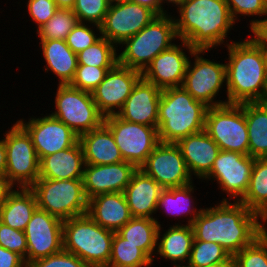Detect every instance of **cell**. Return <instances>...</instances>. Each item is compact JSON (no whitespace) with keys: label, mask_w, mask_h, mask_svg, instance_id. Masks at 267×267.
<instances>
[{"label":"cell","mask_w":267,"mask_h":267,"mask_svg":"<svg viewBox=\"0 0 267 267\" xmlns=\"http://www.w3.org/2000/svg\"><path fill=\"white\" fill-rule=\"evenodd\" d=\"M124 2H132V0H110V3H124Z\"/></svg>","instance_id":"obj_54"},{"label":"cell","mask_w":267,"mask_h":267,"mask_svg":"<svg viewBox=\"0 0 267 267\" xmlns=\"http://www.w3.org/2000/svg\"><path fill=\"white\" fill-rule=\"evenodd\" d=\"M227 5L236 23L240 20L238 19L240 15L245 17L256 15L255 17L262 18L267 13V3L263 0H227Z\"/></svg>","instance_id":"obj_43"},{"label":"cell","mask_w":267,"mask_h":267,"mask_svg":"<svg viewBox=\"0 0 267 267\" xmlns=\"http://www.w3.org/2000/svg\"><path fill=\"white\" fill-rule=\"evenodd\" d=\"M174 19L178 41L195 50L210 51L220 46L235 25L227 0H178Z\"/></svg>","instance_id":"obj_2"},{"label":"cell","mask_w":267,"mask_h":267,"mask_svg":"<svg viewBox=\"0 0 267 267\" xmlns=\"http://www.w3.org/2000/svg\"><path fill=\"white\" fill-rule=\"evenodd\" d=\"M163 189L152 177L137 169L124 190L132 217L156 219L153 218V213L157 212L159 196Z\"/></svg>","instance_id":"obj_24"},{"label":"cell","mask_w":267,"mask_h":267,"mask_svg":"<svg viewBox=\"0 0 267 267\" xmlns=\"http://www.w3.org/2000/svg\"><path fill=\"white\" fill-rule=\"evenodd\" d=\"M137 169L134 164L126 161L106 165H85L83 185L86 198L89 200L101 194L124 192Z\"/></svg>","instance_id":"obj_20"},{"label":"cell","mask_w":267,"mask_h":267,"mask_svg":"<svg viewBox=\"0 0 267 267\" xmlns=\"http://www.w3.org/2000/svg\"><path fill=\"white\" fill-rule=\"evenodd\" d=\"M0 246L26 258L27 241L24 231L13 229L2 222H0Z\"/></svg>","instance_id":"obj_42"},{"label":"cell","mask_w":267,"mask_h":267,"mask_svg":"<svg viewBox=\"0 0 267 267\" xmlns=\"http://www.w3.org/2000/svg\"><path fill=\"white\" fill-rule=\"evenodd\" d=\"M249 40L226 43L227 104L267 101V72L260 48Z\"/></svg>","instance_id":"obj_3"},{"label":"cell","mask_w":267,"mask_h":267,"mask_svg":"<svg viewBox=\"0 0 267 267\" xmlns=\"http://www.w3.org/2000/svg\"><path fill=\"white\" fill-rule=\"evenodd\" d=\"M44 117L32 118L28 122L23 119L18 122L30 134L39 160L42 157L54 154L73 147L79 136L66 124L50 114Z\"/></svg>","instance_id":"obj_18"},{"label":"cell","mask_w":267,"mask_h":267,"mask_svg":"<svg viewBox=\"0 0 267 267\" xmlns=\"http://www.w3.org/2000/svg\"><path fill=\"white\" fill-rule=\"evenodd\" d=\"M54 107L56 110L50 115L66 124L78 136L104 123L105 117L99 112L92 94L70 84H58Z\"/></svg>","instance_id":"obj_9"},{"label":"cell","mask_w":267,"mask_h":267,"mask_svg":"<svg viewBox=\"0 0 267 267\" xmlns=\"http://www.w3.org/2000/svg\"><path fill=\"white\" fill-rule=\"evenodd\" d=\"M208 107L194 99L182 86L162 90L158 109L160 142L177 143L204 130Z\"/></svg>","instance_id":"obj_4"},{"label":"cell","mask_w":267,"mask_h":267,"mask_svg":"<svg viewBox=\"0 0 267 267\" xmlns=\"http://www.w3.org/2000/svg\"><path fill=\"white\" fill-rule=\"evenodd\" d=\"M240 202L267 222V158L254 160L249 187Z\"/></svg>","instance_id":"obj_33"},{"label":"cell","mask_w":267,"mask_h":267,"mask_svg":"<svg viewBox=\"0 0 267 267\" xmlns=\"http://www.w3.org/2000/svg\"><path fill=\"white\" fill-rule=\"evenodd\" d=\"M30 189L35 194L38 208L61 220L87 214L88 199L83 179L38 178Z\"/></svg>","instance_id":"obj_7"},{"label":"cell","mask_w":267,"mask_h":267,"mask_svg":"<svg viewBox=\"0 0 267 267\" xmlns=\"http://www.w3.org/2000/svg\"><path fill=\"white\" fill-rule=\"evenodd\" d=\"M78 19L71 9H58L54 16L37 31L39 40H65Z\"/></svg>","instance_id":"obj_36"},{"label":"cell","mask_w":267,"mask_h":267,"mask_svg":"<svg viewBox=\"0 0 267 267\" xmlns=\"http://www.w3.org/2000/svg\"><path fill=\"white\" fill-rule=\"evenodd\" d=\"M158 219L133 217L117 233L129 243L137 245L153 261L157 251Z\"/></svg>","instance_id":"obj_31"},{"label":"cell","mask_w":267,"mask_h":267,"mask_svg":"<svg viewBox=\"0 0 267 267\" xmlns=\"http://www.w3.org/2000/svg\"><path fill=\"white\" fill-rule=\"evenodd\" d=\"M267 16V13L264 17ZM250 31L254 34L251 40L257 46H267V18L264 19H252L250 21Z\"/></svg>","instance_id":"obj_46"},{"label":"cell","mask_w":267,"mask_h":267,"mask_svg":"<svg viewBox=\"0 0 267 267\" xmlns=\"http://www.w3.org/2000/svg\"><path fill=\"white\" fill-rule=\"evenodd\" d=\"M6 146L4 143V137L0 140V174H5L6 172Z\"/></svg>","instance_id":"obj_50"},{"label":"cell","mask_w":267,"mask_h":267,"mask_svg":"<svg viewBox=\"0 0 267 267\" xmlns=\"http://www.w3.org/2000/svg\"><path fill=\"white\" fill-rule=\"evenodd\" d=\"M174 19L169 14L158 15L140 32L126 39L121 44L123 51L118 53V63L143 72L158 54L178 39Z\"/></svg>","instance_id":"obj_6"},{"label":"cell","mask_w":267,"mask_h":267,"mask_svg":"<svg viewBox=\"0 0 267 267\" xmlns=\"http://www.w3.org/2000/svg\"><path fill=\"white\" fill-rule=\"evenodd\" d=\"M110 0H76L73 12L78 22L88 23L97 27L100 33V25L110 7Z\"/></svg>","instance_id":"obj_39"},{"label":"cell","mask_w":267,"mask_h":267,"mask_svg":"<svg viewBox=\"0 0 267 267\" xmlns=\"http://www.w3.org/2000/svg\"><path fill=\"white\" fill-rule=\"evenodd\" d=\"M111 68L113 67L77 65L74 79L70 85L91 93L103 81L107 71Z\"/></svg>","instance_id":"obj_40"},{"label":"cell","mask_w":267,"mask_h":267,"mask_svg":"<svg viewBox=\"0 0 267 267\" xmlns=\"http://www.w3.org/2000/svg\"><path fill=\"white\" fill-rule=\"evenodd\" d=\"M205 52L207 50H195L192 53L194 62L189 60L182 87L207 107L225 105L227 101H215V98L220 89L227 86L226 64L203 58L201 55Z\"/></svg>","instance_id":"obj_12"},{"label":"cell","mask_w":267,"mask_h":267,"mask_svg":"<svg viewBox=\"0 0 267 267\" xmlns=\"http://www.w3.org/2000/svg\"><path fill=\"white\" fill-rule=\"evenodd\" d=\"M231 255L219 244L194 240L187 265L183 267H205L226 261Z\"/></svg>","instance_id":"obj_37"},{"label":"cell","mask_w":267,"mask_h":267,"mask_svg":"<svg viewBox=\"0 0 267 267\" xmlns=\"http://www.w3.org/2000/svg\"><path fill=\"white\" fill-rule=\"evenodd\" d=\"M141 77V71L119 63L108 70L103 81L91 92L99 112L104 117L116 115Z\"/></svg>","instance_id":"obj_17"},{"label":"cell","mask_w":267,"mask_h":267,"mask_svg":"<svg viewBox=\"0 0 267 267\" xmlns=\"http://www.w3.org/2000/svg\"><path fill=\"white\" fill-rule=\"evenodd\" d=\"M37 208L35 194L30 188H15L0 205V222L13 229L24 231Z\"/></svg>","instance_id":"obj_29"},{"label":"cell","mask_w":267,"mask_h":267,"mask_svg":"<svg viewBox=\"0 0 267 267\" xmlns=\"http://www.w3.org/2000/svg\"><path fill=\"white\" fill-rule=\"evenodd\" d=\"M233 258L236 267H267V229Z\"/></svg>","instance_id":"obj_38"},{"label":"cell","mask_w":267,"mask_h":267,"mask_svg":"<svg viewBox=\"0 0 267 267\" xmlns=\"http://www.w3.org/2000/svg\"><path fill=\"white\" fill-rule=\"evenodd\" d=\"M265 224L242 202L224 197L215 207L203 208L191 226L194 240L217 243L234 256L267 229Z\"/></svg>","instance_id":"obj_1"},{"label":"cell","mask_w":267,"mask_h":267,"mask_svg":"<svg viewBox=\"0 0 267 267\" xmlns=\"http://www.w3.org/2000/svg\"><path fill=\"white\" fill-rule=\"evenodd\" d=\"M15 186L5 174H0V205L15 190Z\"/></svg>","instance_id":"obj_48"},{"label":"cell","mask_w":267,"mask_h":267,"mask_svg":"<svg viewBox=\"0 0 267 267\" xmlns=\"http://www.w3.org/2000/svg\"><path fill=\"white\" fill-rule=\"evenodd\" d=\"M193 185L194 184L191 183L183 187L163 189L159 196L157 211L158 209L164 210L168 215L177 216L179 218L184 215H192L191 218H187L188 223H186L191 225L203 210V208H199V210L193 208L195 207L194 199L192 198V193H194L195 190Z\"/></svg>","instance_id":"obj_32"},{"label":"cell","mask_w":267,"mask_h":267,"mask_svg":"<svg viewBox=\"0 0 267 267\" xmlns=\"http://www.w3.org/2000/svg\"><path fill=\"white\" fill-rule=\"evenodd\" d=\"M117 46L101 37L77 54L78 65L114 67L118 63Z\"/></svg>","instance_id":"obj_35"},{"label":"cell","mask_w":267,"mask_h":267,"mask_svg":"<svg viewBox=\"0 0 267 267\" xmlns=\"http://www.w3.org/2000/svg\"><path fill=\"white\" fill-rule=\"evenodd\" d=\"M157 16L148 7L133 2L111 3L100 25V35L118 47Z\"/></svg>","instance_id":"obj_15"},{"label":"cell","mask_w":267,"mask_h":267,"mask_svg":"<svg viewBox=\"0 0 267 267\" xmlns=\"http://www.w3.org/2000/svg\"><path fill=\"white\" fill-rule=\"evenodd\" d=\"M182 45H172L158 54L142 72V77L153 83L161 90L183 85L185 73L189 63L188 55L195 51L187 42L181 40ZM181 46V47H180ZM185 48V49H182Z\"/></svg>","instance_id":"obj_19"},{"label":"cell","mask_w":267,"mask_h":267,"mask_svg":"<svg viewBox=\"0 0 267 267\" xmlns=\"http://www.w3.org/2000/svg\"><path fill=\"white\" fill-rule=\"evenodd\" d=\"M254 160L239 152L220 150L210 173L203 180L217 181L219 189L229 195V200L240 201L248 190Z\"/></svg>","instance_id":"obj_13"},{"label":"cell","mask_w":267,"mask_h":267,"mask_svg":"<svg viewBox=\"0 0 267 267\" xmlns=\"http://www.w3.org/2000/svg\"><path fill=\"white\" fill-rule=\"evenodd\" d=\"M89 27L90 25L87 23L85 25V23L79 22L65 39L66 44L75 54L80 53L101 38V35L95 34L94 29ZM97 35H99V37Z\"/></svg>","instance_id":"obj_41"},{"label":"cell","mask_w":267,"mask_h":267,"mask_svg":"<svg viewBox=\"0 0 267 267\" xmlns=\"http://www.w3.org/2000/svg\"><path fill=\"white\" fill-rule=\"evenodd\" d=\"M85 160L78 141L73 147L42 157L39 178L68 180L83 179Z\"/></svg>","instance_id":"obj_25"},{"label":"cell","mask_w":267,"mask_h":267,"mask_svg":"<svg viewBox=\"0 0 267 267\" xmlns=\"http://www.w3.org/2000/svg\"><path fill=\"white\" fill-rule=\"evenodd\" d=\"M161 93L160 88L141 77L116 115L129 122L157 127Z\"/></svg>","instance_id":"obj_21"},{"label":"cell","mask_w":267,"mask_h":267,"mask_svg":"<svg viewBox=\"0 0 267 267\" xmlns=\"http://www.w3.org/2000/svg\"><path fill=\"white\" fill-rule=\"evenodd\" d=\"M79 142L86 165H106L124 161L111 130L104 123L80 135Z\"/></svg>","instance_id":"obj_26"},{"label":"cell","mask_w":267,"mask_h":267,"mask_svg":"<svg viewBox=\"0 0 267 267\" xmlns=\"http://www.w3.org/2000/svg\"><path fill=\"white\" fill-rule=\"evenodd\" d=\"M205 267H236L233 256H230L226 261L211 264Z\"/></svg>","instance_id":"obj_52"},{"label":"cell","mask_w":267,"mask_h":267,"mask_svg":"<svg viewBox=\"0 0 267 267\" xmlns=\"http://www.w3.org/2000/svg\"><path fill=\"white\" fill-rule=\"evenodd\" d=\"M26 265L21 255L0 246V267H25Z\"/></svg>","instance_id":"obj_47"},{"label":"cell","mask_w":267,"mask_h":267,"mask_svg":"<svg viewBox=\"0 0 267 267\" xmlns=\"http://www.w3.org/2000/svg\"><path fill=\"white\" fill-rule=\"evenodd\" d=\"M139 169L164 189L193 183L181 149L176 143L160 142Z\"/></svg>","instance_id":"obj_14"},{"label":"cell","mask_w":267,"mask_h":267,"mask_svg":"<svg viewBox=\"0 0 267 267\" xmlns=\"http://www.w3.org/2000/svg\"><path fill=\"white\" fill-rule=\"evenodd\" d=\"M163 3H171V4H173V6L174 5H176L177 4V2H178V0H161ZM166 1V2H165Z\"/></svg>","instance_id":"obj_55"},{"label":"cell","mask_w":267,"mask_h":267,"mask_svg":"<svg viewBox=\"0 0 267 267\" xmlns=\"http://www.w3.org/2000/svg\"><path fill=\"white\" fill-rule=\"evenodd\" d=\"M153 260L137 245L114 232L111 257L107 267H150Z\"/></svg>","instance_id":"obj_34"},{"label":"cell","mask_w":267,"mask_h":267,"mask_svg":"<svg viewBox=\"0 0 267 267\" xmlns=\"http://www.w3.org/2000/svg\"><path fill=\"white\" fill-rule=\"evenodd\" d=\"M161 229L160 225L157 231V256L172 261L174 267H183L185 263L187 265L194 242L192 226L177 223L169 227L163 235H160Z\"/></svg>","instance_id":"obj_27"},{"label":"cell","mask_w":267,"mask_h":267,"mask_svg":"<svg viewBox=\"0 0 267 267\" xmlns=\"http://www.w3.org/2000/svg\"><path fill=\"white\" fill-rule=\"evenodd\" d=\"M58 9H73L76 0H53Z\"/></svg>","instance_id":"obj_51"},{"label":"cell","mask_w":267,"mask_h":267,"mask_svg":"<svg viewBox=\"0 0 267 267\" xmlns=\"http://www.w3.org/2000/svg\"><path fill=\"white\" fill-rule=\"evenodd\" d=\"M104 124L111 130L123 160L138 169L160 143L157 127L129 122L117 115L105 117Z\"/></svg>","instance_id":"obj_11"},{"label":"cell","mask_w":267,"mask_h":267,"mask_svg":"<svg viewBox=\"0 0 267 267\" xmlns=\"http://www.w3.org/2000/svg\"><path fill=\"white\" fill-rule=\"evenodd\" d=\"M204 131L218 144L220 150L249 155L243 103L208 107Z\"/></svg>","instance_id":"obj_8"},{"label":"cell","mask_w":267,"mask_h":267,"mask_svg":"<svg viewBox=\"0 0 267 267\" xmlns=\"http://www.w3.org/2000/svg\"><path fill=\"white\" fill-rule=\"evenodd\" d=\"M24 233L27 241L24 260L27 265L63 249V220L47 211L37 208Z\"/></svg>","instance_id":"obj_16"},{"label":"cell","mask_w":267,"mask_h":267,"mask_svg":"<svg viewBox=\"0 0 267 267\" xmlns=\"http://www.w3.org/2000/svg\"><path fill=\"white\" fill-rule=\"evenodd\" d=\"M176 144L181 149L191 176L204 179L220 152L218 144L204 130L184 137Z\"/></svg>","instance_id":"obj_22"},{"label":"cell","mask_w":267,"mask_h":267,"mask_svg":"<svg viewBox=\"0 0 267 267\" xmlns=\"http://www.w3.org/2000/svg\"><path fill=\"white\" fill-rule=\"evenodd\" d=\"M262 52L263 59H264V65H265V70L267 72V46H258Z\"/></svg>","instance_id":"obj_53"},{"label":"cell","mask_w":267,"mask_h":267,"mask_svg":"<svg viewBox=\"0 0 267 267\" xmlns=\"http://www.w3.org/2000/svg\"><path fill=\"white\" fill-rule=\"evenodd\" d=\"M27 9L38 30L54 16L58 7L53 0H28Z\"/></svg>","instance_id":"obj_45"},{"label":"cell","mask_w":267,"mask_h":267,"mask_svg":"<svg viewBox=\"0 0 267 267\" xmlns=\"http://www.w3.org/2000/svg\"><path fill=\"white\" fill-rule=\"evenodd\" d=\"M45 62V71H51L58 77L59 84H70L74 79L78 60L65 40H40ZM49 69V70H48Z\"/></svg>","instance_id":"obj_28"},{"label":"cell","mask_w":267,"mask_h":267,"mask_svg":"<svg viewBox=\"0 0 267 267\" xmlns=\"http://www.w3.org/2000/svg\"><path fill=\"white\" fill-rule=\"evenodd\" d=\"M248 128L249 156L267 158V101L243 103Z\"/></svg>","instance_id":"obj_30"},{"label":"cell","mask_w":267,"mask_h":267,"mask_svg":"<svg viewBox=\"0 0 267 267\" xmlns=\"http://www.w3.org/2000/svg\"><path fill=\"white\" fill-rule=\"evenodd\" d=\"M4 137L7 158L5 175L17 188H30L39 178L40 161L30 134L16 121Z\"/></svg>","instance_id":"obj_10"},{"label":"cell","mask_w":267,"mask_h":267,"mask_svg":"<svg viewBox=\"0 0 267 267\" xmlns=\"http://www.w3.org/2000/svg\"><path fill=\"white\" fill-rule=\"evenodd\" d=\"M114 231L101 227L88 214L63 220V249L90 267H107Z\"/></svg>","instance_id":"obj_5"},{"label":"cell","mask_w":267,"mask_h":267,"mask_svg":"<svg viewBox=\"0 0 267 267\" xmlns=\"http://www.w3.org/2000/svg\"><path fill=\"white\" fill-rule=\"evenodd\" d=\"M87 214L101 227L117 232L133 217L124 192H112L88 200Z\"/></svg>","instance_id":"obj_23"},{"label":"cell","mask_w":267,"mask_h":267,"mask_svg":"<svg viewBox=\"0 0 267 267\" xmlns=\"http://www.w3.org/2000/svg\"><path fill=\"white\" fill-rule=\"evenodd\" d=\"M133 3L148 7L154 11L157 15L168 14L165 8H163V2L161 0H132Z\"/></svg>","instance_id":"obj_49"},{"label":"cell","mask_w":267,"mask_h":267,"mask_svg":"<svg viewBox=\"0 0 267 267\" xmlns=\"http://www.w3.org/2000/svg\"><path fill=\"white\" fill-rule=\"evenodd\" d=\"M29 267H90L76 255L62 249L46 258L31 262Z\"/></svg>","instance_id":"obj_44"}]
</instances>
